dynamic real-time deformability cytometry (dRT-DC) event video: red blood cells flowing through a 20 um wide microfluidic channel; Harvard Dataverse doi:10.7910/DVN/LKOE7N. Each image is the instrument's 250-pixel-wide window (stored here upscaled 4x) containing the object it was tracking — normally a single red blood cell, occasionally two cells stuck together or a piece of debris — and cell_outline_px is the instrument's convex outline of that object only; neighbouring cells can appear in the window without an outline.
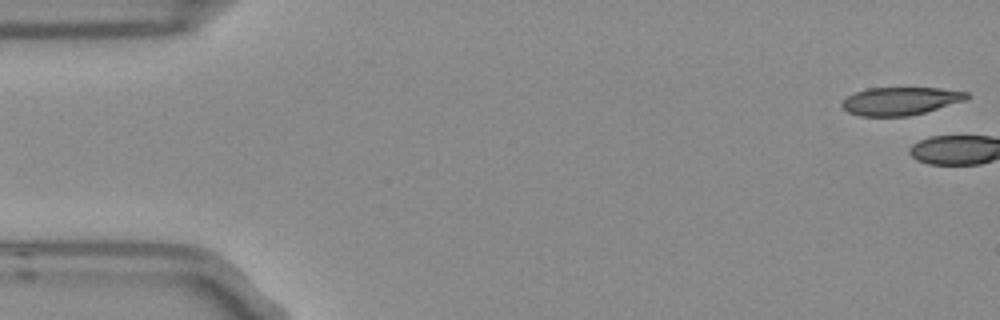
{"species": "Egyptian fruit bat (a non-hibernating species)", "species_latin": "Rousettus aegyptiacus", "temperature_condition": "room temperature", "stored_images_in_passage": 6, "camera_frame_rate_fps": 3000, "um_per_image_px": 0.085, "frame": {"image": 1, "passage_image": 1, "time_ms": 0.0, "image_size_px": [1000, 320], "cell_outline_px": [[968, 96], [964, 100], [924, 112], [908, 116], [860, 116], [848, 112], [840, 104], [848, 96], [856, 92], [868, 88], [940, 88], [968, 92]], "centroid_in_image_um": [76.5, 8.59], "position_along_channel_um": 8.5, "area_um2": 20.0}}
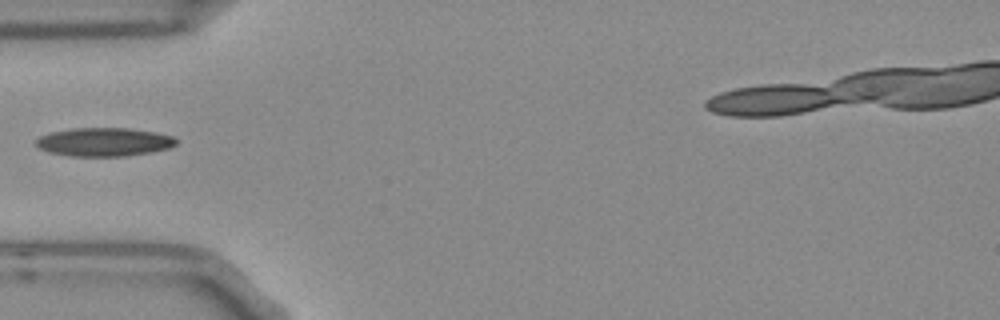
{"frame": {"image": 2, "passage_image": 6, "time_ms": 1.667, "image_size_px": [1000, 320], "cell_outline_px": [[176, 144], [168, 148], [152, 152], [124, 156], [72, 156], [48, 152], [40, 148], [36, 144], [36, 140], [40, 136], [52, 132], [72, 128], [128, 128], [156, 132], [172, 136], [176, 140]], "centroid_in_image_um": [8.85, 12.06], "position_along_channel_um": 76.2, "area_um2": 23.18}}